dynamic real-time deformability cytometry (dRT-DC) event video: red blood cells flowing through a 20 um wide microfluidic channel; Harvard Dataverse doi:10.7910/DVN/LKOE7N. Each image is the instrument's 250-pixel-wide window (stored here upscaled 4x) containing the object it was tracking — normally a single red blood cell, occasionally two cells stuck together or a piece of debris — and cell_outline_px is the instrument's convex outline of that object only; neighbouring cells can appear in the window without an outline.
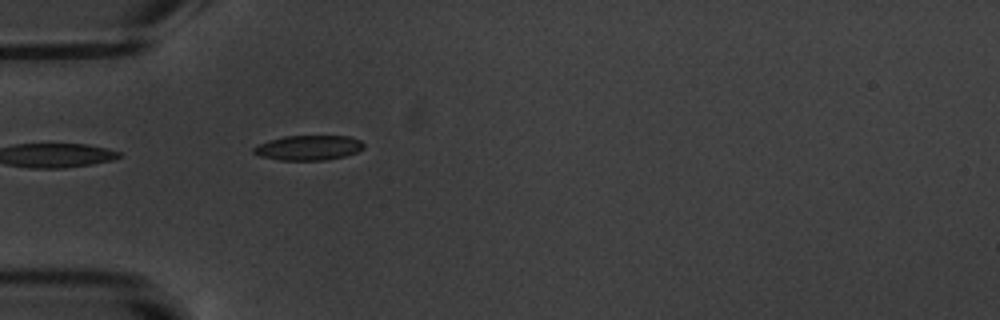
{"species": "common noctule bat (a hibernating species)", "species_latin": "Nyctalus noctula", "temperature_condition": "warm", "stored_images_in_passage": 6, "camera_frame_rate_fps": 3000, "um_per_image_px": 0.085, "animal": {"sex": "male", "body_mass_g": 20.1, "forearm_length_mm": 53.5}, "frame": {"image": 1, "passage_image": 6, "time_ms": 6.0, "image_size_px": [1000, 320], "cell_outline_px": [[364, 148], [356, 152], [344, 156], [324, 160], [280, 160], [260, 156], [252, 152], [252, 148], [260, 144], [284, 136], [348, 136], [360, 140], [364, 144]], "centroid_in_image_um": [26.23, 12.56], "position_along_channel_um": 58.8, "area_um2": 15.78}}